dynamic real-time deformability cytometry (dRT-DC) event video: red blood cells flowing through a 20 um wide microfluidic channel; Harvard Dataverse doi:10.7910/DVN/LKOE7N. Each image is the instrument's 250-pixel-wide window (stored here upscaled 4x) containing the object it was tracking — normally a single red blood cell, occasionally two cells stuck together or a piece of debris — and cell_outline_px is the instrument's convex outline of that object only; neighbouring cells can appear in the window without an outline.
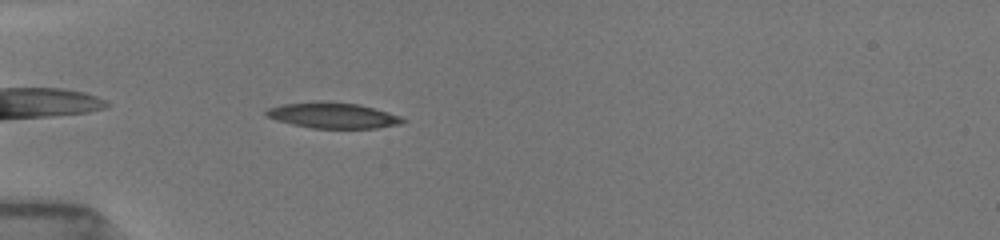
{"species": "common noctule bat (a hibernating species)", "species_latin": "Nyctalus noctula", "temperature_condition": "room temperature", "stored_images_in_passage": 43, "camera_frame_rate_fps": 3000, "um_per_image_px": 0.085, "animal": {"sex": "female", "body_mass_g": 19.5, "forearm_length_mm": 54.1}, "frame": {"image": 1, "passage_image": 2, "time_ms": 0.333, "image_size_px": [1000, 240], "cell_outline_px": [[404, 120], [400, 124], [376, 128], [312, 128], [292, 124], [276, 120], [264, 116], [264, 112], [268, 108], [284, 104], [320, 100], [328, 100], [360, 104], [388, 112], [400, 116]], "centroid_in_image_um": [28.25, 9.79], "position_along_channel_um": 56.8, "area_um2": 20.63}}
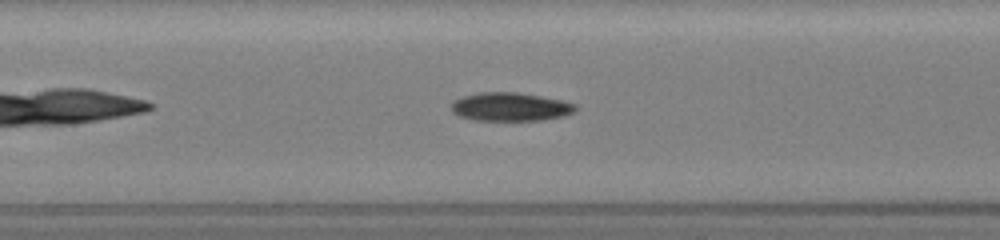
{"frame": {"image": 2, "passage_image": 15, "time_ms": 3.333, "image_size_px": [1000, 240], "cell_outline_px": [[580, 108], [564, 116], [540, 120], [476, 120], [460, 116], [452, 112], [452, 100], [464, 96], [480, 92], [516, 92], [540, 96], [560, 100], [576, 104]], "centroid_in_image_um": [43.38, 9.07], "position_along_channel_um": 164.0, "area_um2": 20.52}}
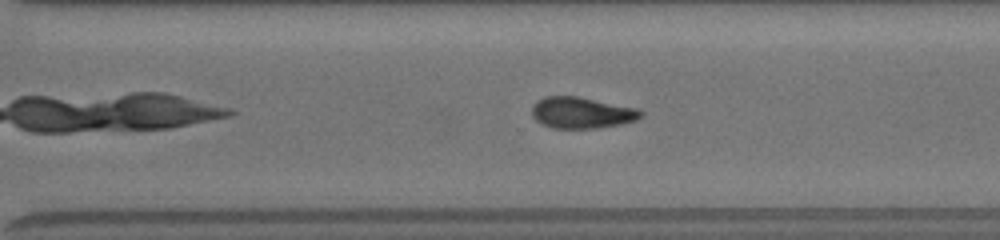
{"frame": {"image": 3, "passage_image": 27, "time_ms": 7.333, "image_size_px": [1000, 240], "cell_outline_px": [[644, 112], [636, 120], [620, 124], [596, 128], [552, 128], [536, 120], [532, 116], [532, 104], [536, 100], [544, 96], [580, 96], [636, 108]], "centroid_in_image_um": [49.41, 9.56], "position_along_channel_um": 321.2, "area_um2": 19.88}, "authors_computed_cell_mechanics": {"area_um2": 20.6346, "velocity_mm_per_s": 3.949, "shape_relaxation_time_tau1_ms": 3.9266, "shape_relaxation_time_tau2_ms": 3.7516, "deformation_change_tau1": 0.1554, "deformation_change_tau2": 0.0979}}